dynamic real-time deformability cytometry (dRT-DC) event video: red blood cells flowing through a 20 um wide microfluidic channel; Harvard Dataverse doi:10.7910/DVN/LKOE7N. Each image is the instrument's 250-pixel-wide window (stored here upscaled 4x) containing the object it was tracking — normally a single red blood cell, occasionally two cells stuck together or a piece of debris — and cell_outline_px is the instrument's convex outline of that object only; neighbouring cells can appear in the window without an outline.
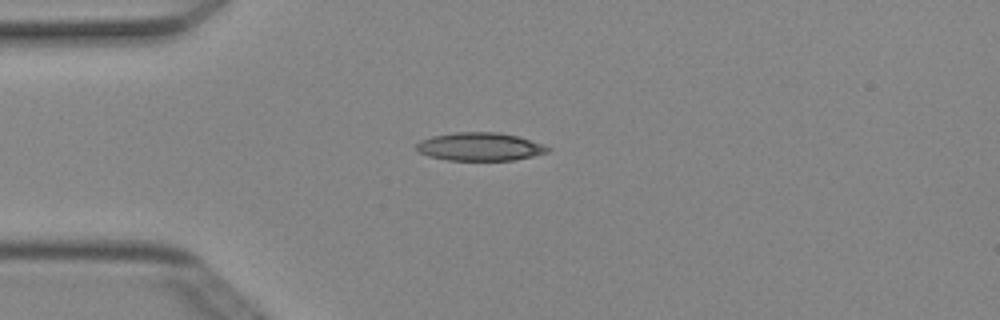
{"species": "Egyptian fruit bat (a non-hibernating species)", "species_latin": "Rousettus aegyptiacus", "temperature_condition": "cold", "stored_images_in_passage": 1, "camera_frame_rate_fps": 3000, "um_per_image_px": 0.085, "animal": {"sex": "female"}, "frame": {"image": 1, "passage_image": 1, "time_ms": 0.0, "image_size_px": [1000, 320], "cell_outline_px": [[552, 148], [548, 152], [516, 160], [448, 160], [428, 156], [420, 152], [416, 148], [416, 144], [420, 140], [432, 136], [456, 132], [500, 132], [516, 136], [544, 144]], "centroid_in_image_um": [40.8, 12.46], "position_along_channel_um": 44.2, "area_um2": 21.56}}